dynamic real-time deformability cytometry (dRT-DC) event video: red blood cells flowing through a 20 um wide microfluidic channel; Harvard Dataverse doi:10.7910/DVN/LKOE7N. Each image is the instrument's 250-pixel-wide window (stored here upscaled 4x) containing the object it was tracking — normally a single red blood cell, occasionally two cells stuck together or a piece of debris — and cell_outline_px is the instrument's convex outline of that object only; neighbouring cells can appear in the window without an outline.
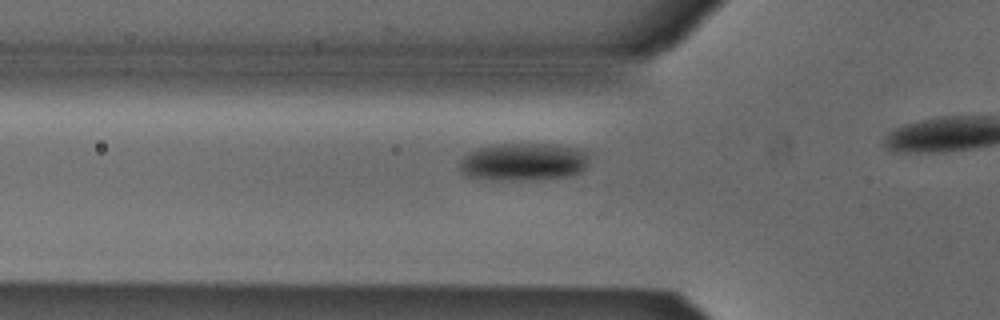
{"species": "Egyptian fruit bat (a non-hibernating species)", "species_latin": "Rousettus aegyptiacus", "temperature_condition": "cold", "stored_images_in_passage": 10, "camera_frame_rate_fps": 3000, "um_per_image_px": 0.085, "animal": {"sex": "male"}, "frame": {"image": 1, "passage_image": 5, "time_ms": 1.333, "image_size_px": [1000, 320], "cell_outline_px": [[588, 164], [580, 172], [572, 176], [512, 180], [508, 180], [468, 176], [460, 168], [460, 160], [468, 152], [480, 148], [500, 144], [556, 144], [580, 148], [588, 152]], "centroid_in_image_um": [44.57, 13.73], "position_along_channel_um": 81.2, "area_um2": 28.15}}
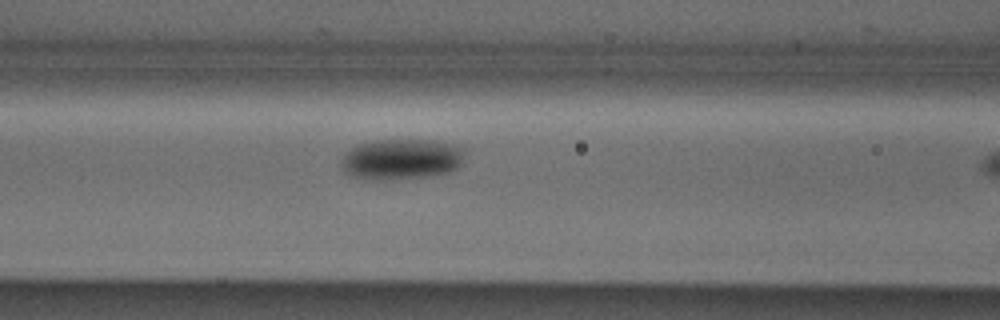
{"frame": {"image": 2, "passage_image": 9, "time_ms": 2.667, "image_size_px": [1000, 320], "cell_outline_px": [[464, 152], [460, 164], [452, 172], [428, 176], [392, 180], [364, 180], [348, 176], [340, 168], [340, 160], [356, 144], [376, 140], [436, 140], [452, 144], [464, 148]], "centroid_in_image_um": [34.06, 13.55], "position_along_channel_um": 132.5, "area_um2": 29.82}}